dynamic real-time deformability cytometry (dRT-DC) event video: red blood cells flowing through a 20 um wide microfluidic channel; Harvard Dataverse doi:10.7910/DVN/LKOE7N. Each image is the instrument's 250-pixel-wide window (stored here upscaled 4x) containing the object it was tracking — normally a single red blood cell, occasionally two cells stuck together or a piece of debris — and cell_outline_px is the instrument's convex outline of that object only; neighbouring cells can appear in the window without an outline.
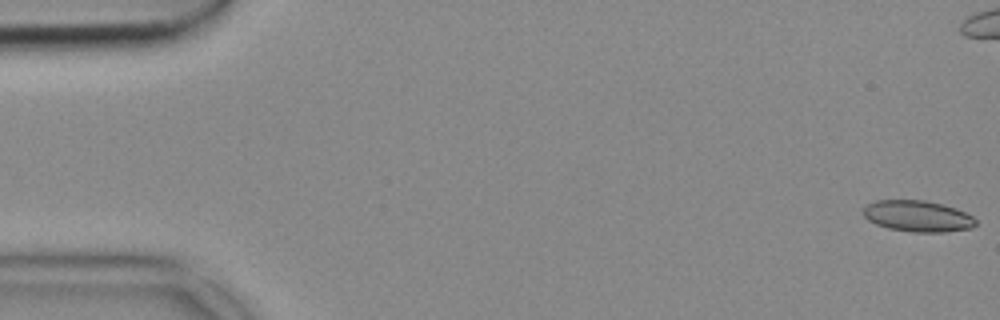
{"species": "common noctule bat (a hibernating species)", "species_latin": "Nyctalus noctula", "temperature_condition": "cold", "stored_images_in_passage": 54, "camera_frame_rate_fps": 3000, "um_per_image_px": 0.085, "animal": {"sex": "female", "body_mass_g": 18.4}, "frame": {"image": 1, "passage_image": 1, "time_ms": 0.0, "image_size_px": [1000, 320], "cell_outline_px": [[976, 224], [972, 228], [944, 232], [912, 232], [888, 228], [876, 224], [868, 220], [864, 216], [864, 208], [868, 204], [876, 200], [924, 200], [944, 204], [956, 208], [972, 216], [976, 220]], "centroid_in_image_um": [78.01, 18.37], "position_along_channel_um": 7.0, "area_um2": 20.46}}
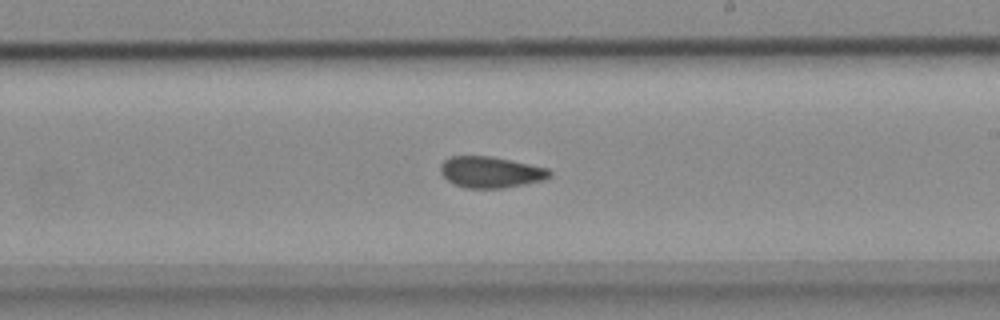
{"frame": {"image": 2, "passage_image": 31, "time_ms": 10.0, "image_size_px": [1000, 320], "cell_outline_px": [[552, 176], [544, 180], [524, 184], [500, 188], [464, 188], [448, 180], [440, 172], [440, 164], [444, 160], [452, 156], [492, 156], [548, 168], [552, 172]], "centroid_in_image_um": [41.72, 14.62], "position_along_channel_um": 247.3, "area_um2": 19.83}}
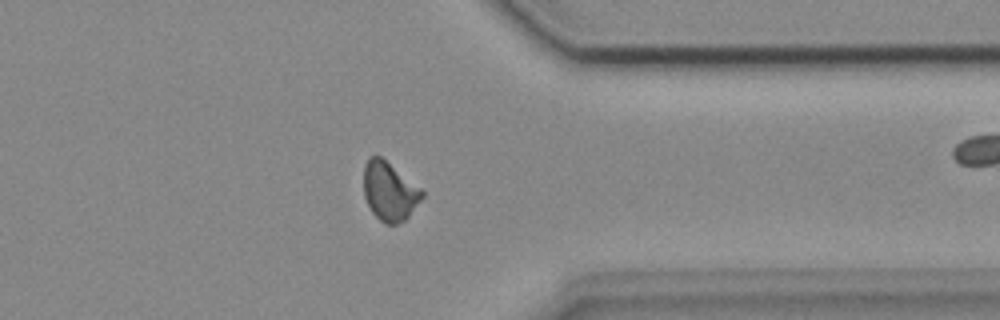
{"frame": {"image": 3, "passage_image": 42, "time_ms": 13.667, "image_size_px": [1000, 320], "cell_outline_px": [[424, 196], [408, 216], [404, 220], [396, 224], [384, 224], [372, 212], [364, 196], [364, 164], [372, 156], [380, 156], [420, 188], [424, 192]], "centroid_in_image_um": [33.09, 16.28], "position_along_channel_um": 378.3, "area_um2": 19.59}}